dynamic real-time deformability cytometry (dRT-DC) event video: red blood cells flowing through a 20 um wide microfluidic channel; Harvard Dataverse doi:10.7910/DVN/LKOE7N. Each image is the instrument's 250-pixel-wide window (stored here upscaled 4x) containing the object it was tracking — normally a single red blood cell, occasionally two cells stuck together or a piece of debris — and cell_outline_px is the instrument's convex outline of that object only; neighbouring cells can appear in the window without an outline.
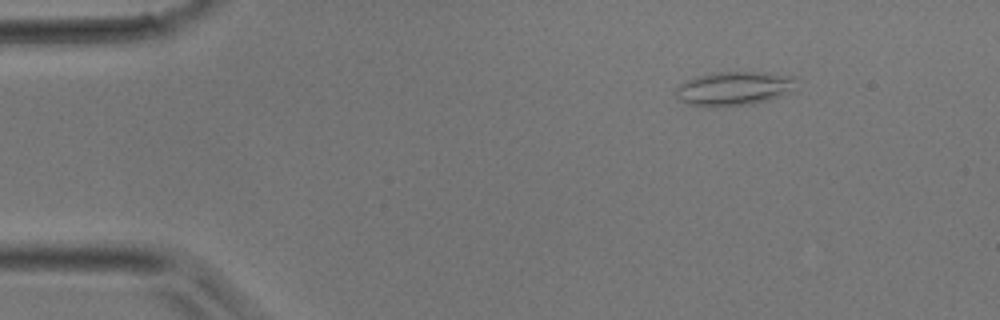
{"species": "common noctule bat (a hibernating species)", "species_latin": "Nyctalus noctula", "temperature_condition": "room temperature", "stored_images_in_passage": 4, "camera_frame_rate_fps": 3000, "um_per_image_px": 0.085, "animal": {"sex": "male", "body_mass_g": 17.9}, "frame": {"image": 1, "passage_image": 2, "time_ms": 1.0, "image_size_px": [1000, 320], "cell_outline_px": [[792, 80], [788, 92], [780, 96], [768, 100], [752, 104], [716, 108], [712, 108], [684, 104], [676, 100], [676, 88], [684, 80], [716, 72], [764, 72], [788, 76]], "centroid_in_image_um": [62.21, 7.56], "position_along_channel_um": 22.8, "area_um2": 23.76}}
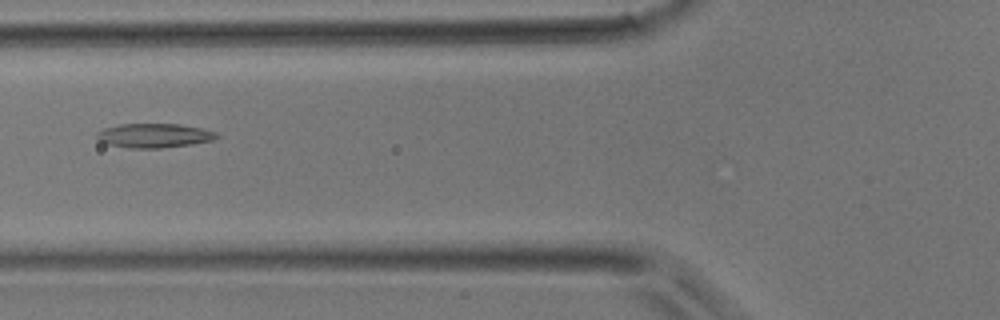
{"frame": {"image": 2, "passage_image": 4, "time_ms": 4.333, "image_size_px": [1000, 320], "cell_outline_px": [[220, 136], [212, 140], [192, 144], [160, 148], [132, 148], [108, 144], [100, 140], [96, 136], [96, 132], [104, 128], [120, 124], [180, 124], [200, 128], [216, 132]], "centroid_in_image_um": [13.1, 11.52], "position_along_channel_um": 112.7, "area_um2": 16.76}}